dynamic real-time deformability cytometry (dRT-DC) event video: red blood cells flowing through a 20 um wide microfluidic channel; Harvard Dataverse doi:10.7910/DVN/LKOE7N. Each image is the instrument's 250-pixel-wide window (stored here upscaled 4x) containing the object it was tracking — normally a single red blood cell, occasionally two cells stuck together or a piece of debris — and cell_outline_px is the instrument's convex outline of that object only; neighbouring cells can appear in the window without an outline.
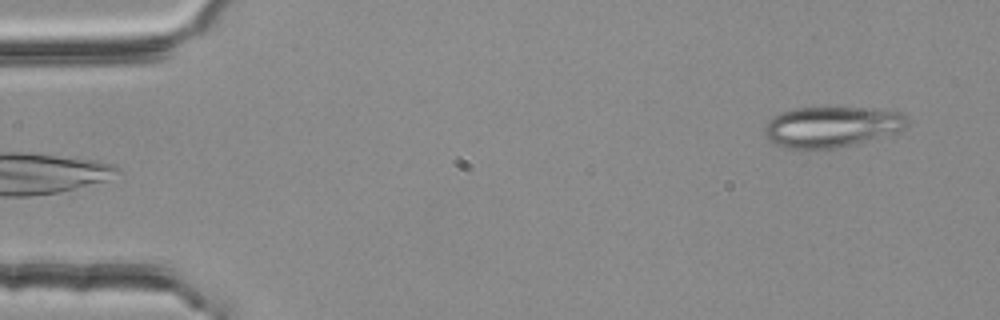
{"species": "common noctule bat (a hibernating species)", "species_latin": "Nyctalus noctula", "temperature_condition": "room temperature", "stored_images_in_passage": 4, "camera_frame_rate_fps": 3000, "um_per_image_px": 0.085, "animal": {"sex": "female", "body_mass_g": 25.1}, "frame": {"image": 1, "passage_image": 4, "time_ms": 1.0, "image_size_px": [1000, 320], "cell_outline_px": [[908, 124], [904, 128], [896, 132], [852, 144], [832, 148], [788, 148], [776, 144], [768, 140], [764, 136], [764, 128], [768, 120], [772, 116], [780, 112], [792, 108], [856, 108], [904, 112], [908, 116]], "centroid_in_image_um": [70.65, 10.76], "position_along_channel_um": 14.4, "area_um2": 33.52}}